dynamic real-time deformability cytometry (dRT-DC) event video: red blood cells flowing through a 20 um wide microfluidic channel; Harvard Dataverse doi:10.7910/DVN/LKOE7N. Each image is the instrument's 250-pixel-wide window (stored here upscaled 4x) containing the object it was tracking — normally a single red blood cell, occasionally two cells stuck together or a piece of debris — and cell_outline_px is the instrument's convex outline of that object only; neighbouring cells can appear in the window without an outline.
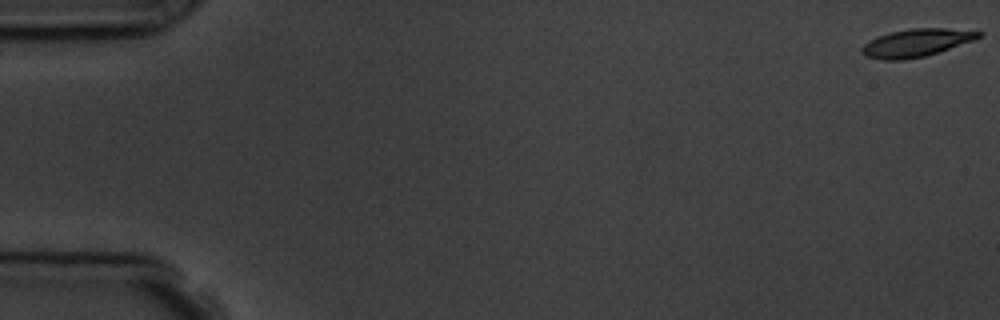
{"species": "common noctule bat (a hibernating species)", "species_latin": "Nyctalus noctula", "temperature_condition": "room temperature", "stored_images_in_passage": 9, "camera_frame_rate_fps": 3000, "um_per_image_px": 0.085, "animal": {"sex": "male", "body_mass_g": 19.5, "forearm_length_mm": 54.6}, "frame": {"image": 1, "passage_image": 1, "time_ms": 0.0, "image_size_px": [1000, 320], "cell_outline_px": [[984, 36], [924, 56], [904, 60], [884, 60], [868, 56], [860, 52], [860, 48], [868, 40], [876, 36], [892, 32], [912, 28], [944, 28], [984, 32]], "centroid_in_image_um": [77.84, 3.63], "position_along_channel_um": 7.2, "area_um2": 18.67}}
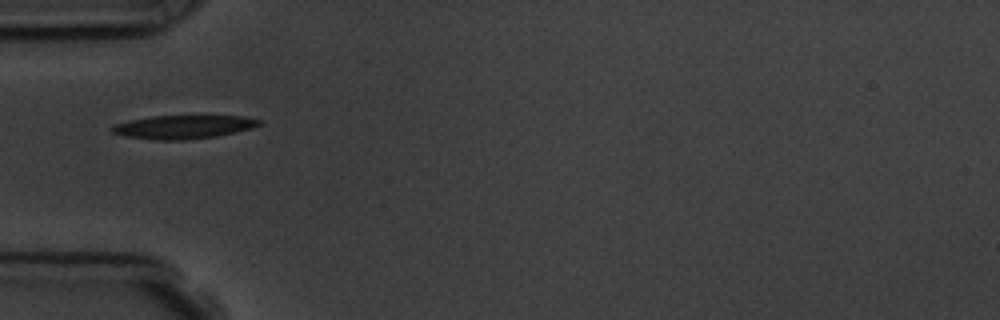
{"frame": {"image": 2, "passage_image": 6, "time_ms": 5.667, "image_size_px": [1000, 320], "cell_outline_px": [[264, 120], [260, 124], [252, 128], [216, 136], [184, 140], [156, 140], [124, 136], [112, 132], [108, 128], [112, 124], [128, 120], [152, 116], [244, 116]], "centroid_in_image_um": [15.54, 10.78], "position_along_channel_um": 69.5, "area_um2": 20.29}}